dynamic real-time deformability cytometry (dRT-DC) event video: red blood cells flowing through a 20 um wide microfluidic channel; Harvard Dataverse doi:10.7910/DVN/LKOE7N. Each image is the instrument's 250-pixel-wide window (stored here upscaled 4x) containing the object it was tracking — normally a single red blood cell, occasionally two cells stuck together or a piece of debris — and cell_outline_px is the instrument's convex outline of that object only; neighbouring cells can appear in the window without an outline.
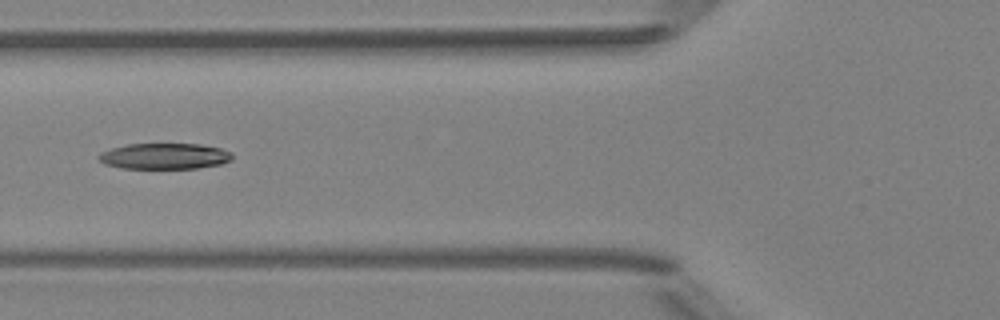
{"species": "Egyptian fruit bat (a non-hibernating species)", "species_latin": "Rousettus aegyptiacus", "temperature_condition": "room temperature", "stored_images_in_passage": 5, "camera_frame_rate_fps": 3000, "um_per_image_px": 0.085, "animal": {"sex": "female"}, "frame": {"image": 1, "passage_image": 5, "time_ms": 5.333, "image_size_px": [1000, 320], "cell_outline_px": [[232, 160], [220, 164], [196, 168], [120, 168], [104, 164], [96, 156], [100, 152], [112, 148], [128, 144], [200, 144], [220, 148], [232, 152]], "centroid_in_image_um": [13.97, 13.27], "position_along_channel_um": 111.8, "area_um2": 20.17}}